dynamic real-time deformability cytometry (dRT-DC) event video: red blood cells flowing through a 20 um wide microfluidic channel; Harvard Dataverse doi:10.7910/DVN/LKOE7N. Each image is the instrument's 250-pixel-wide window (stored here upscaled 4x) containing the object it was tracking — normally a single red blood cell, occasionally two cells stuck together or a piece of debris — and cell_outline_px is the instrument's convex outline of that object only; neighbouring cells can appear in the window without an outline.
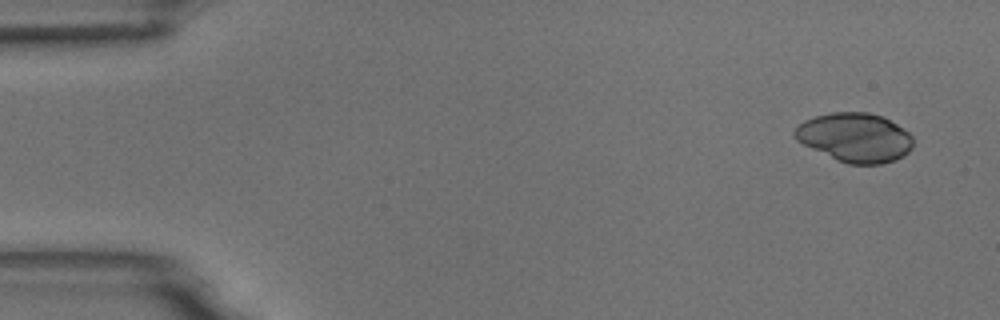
{"species": "common noctule bat (a hibernating species)", "species_latin": "Nyctalus noctula", "temperature_condition": "room temperature", "stored_images_in_passage": 4, "camera_frame_rate_fps": 3000, "um_per_image_px": 0.085, "animal": {"sex": "male", "body_mass_g": 18.8}, "frame": {"image": 1, "passage_image": 1, "time_ms": 0.0, "image_size_px": [1000, 320], "cell_outline_px": [[912, 148], [904, 156], [896, 160], [880, 164], [848, 164], [836, 160], [796, 140], [792, 136], [792, 132], [796, 124], [804, 120], [816, 116], [832, 112], [868, 112], [884, 116], [908, 132], [912, 136]], "centroid_in_image_um": [72.65, 11.68], "position_along_channel_um": 12.4, "area_um2": 34.1}}